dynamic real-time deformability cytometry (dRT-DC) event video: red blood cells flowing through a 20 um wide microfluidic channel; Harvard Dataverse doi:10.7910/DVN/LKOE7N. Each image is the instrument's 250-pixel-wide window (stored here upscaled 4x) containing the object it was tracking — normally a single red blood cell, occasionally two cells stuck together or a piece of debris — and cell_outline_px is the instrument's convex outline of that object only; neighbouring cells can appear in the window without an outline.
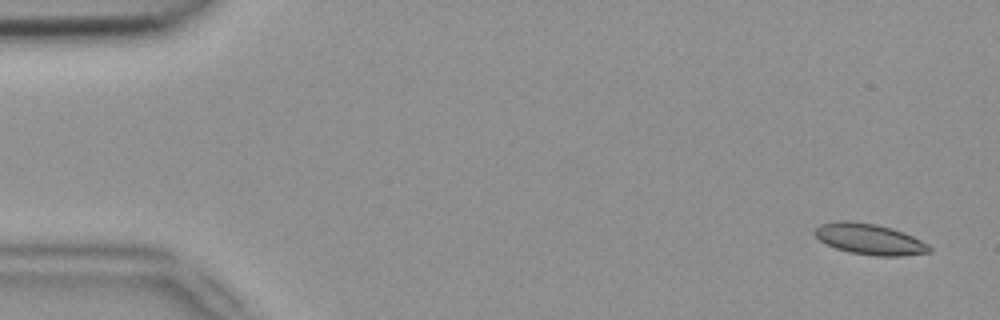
{"species": "common noctule bat (a hibernating species)", "species_latin": "Nyctalus noctula", "temperature_condition": "room temperature", "stored_images_in_passage": 7, "camera_frame_rate_fps": 3000, "um_per_image_px": 0.085, "animal": {"sex": "female", "body_mass_g": 18.4}, "frame": {"image": 1, "passage_image": 1, "time_ms": 0.0, "image_size_px": [1000, 320], "cell_outline_px": [[932, 252], [904, 256], [876, 256], [848, 252], [836, 248], [820, 240], [812, 232], [820, 224], [836, 220], [848, 220], [876, 224], [892, 228], [904, 232], [928, 244], [932, 248]], "centroid_in_image_um": [73.92, 20.32], "position_along_channel_um": 11.1, "area_um2": 20.81}}
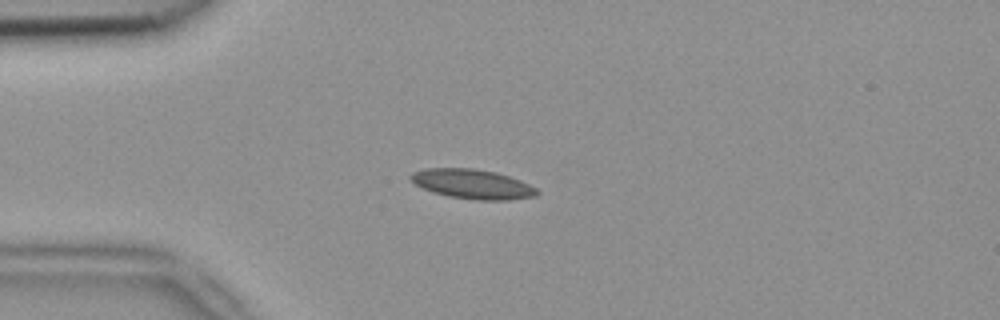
{"frame": {"image": 2, "passage_image": 4, "time_ms": 1.0, "image_size_px": [1000, 320], "cell_outline_px": [[540, 192], [536, 196], [508, 200], [476, 200], [448, 196], [432, 192], [416, 184], [408, 176], [412, 172], [424, 168], [472, 168], [496, 172], [520, 180], [536, 188]], "centroid_in_image_um": [40.16, 15.64], "position_along_channel_um": 44.8, "area_um2": 21.73}}